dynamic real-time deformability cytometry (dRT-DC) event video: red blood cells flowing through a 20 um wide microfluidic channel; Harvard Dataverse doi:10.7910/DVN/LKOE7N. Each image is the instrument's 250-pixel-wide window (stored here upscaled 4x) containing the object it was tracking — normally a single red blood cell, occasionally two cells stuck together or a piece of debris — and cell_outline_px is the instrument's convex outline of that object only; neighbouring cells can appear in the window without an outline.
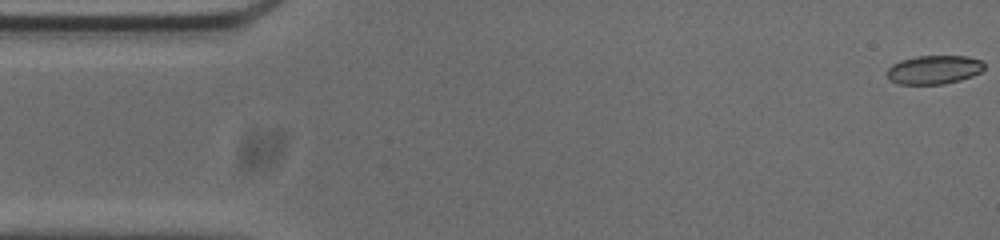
{"species": "common noctule bat (a hibernating species)", "species_latin": "Nyctalus noctula", "temperature_condition": "cold", "stored_images_in_passage": 54, "camera_frame_rate_fps": 3000, "um_per_image_px": 0.085, "animal": {"sex": "male", "body_mass_g": 20.0, "forearm_length_mm": 53.3}, "frame": {"image": 1, "passage_image": 1, "time_ms": 0.0, "image_size_px": [1000, 240], "cell_outline_px": [[984, 68], [980, 72], [972, 76], [960, 80], [944, 84], [900, 84], [888, 80], [884, 72], [892, 64], [900, 60], [916, 56], [968, 56], [980, 60], [984, 64]], "centroid_in_image_um": [79.33, 5.93], "position_along_channel_um": 5.7, "area_um2": 16.47}}
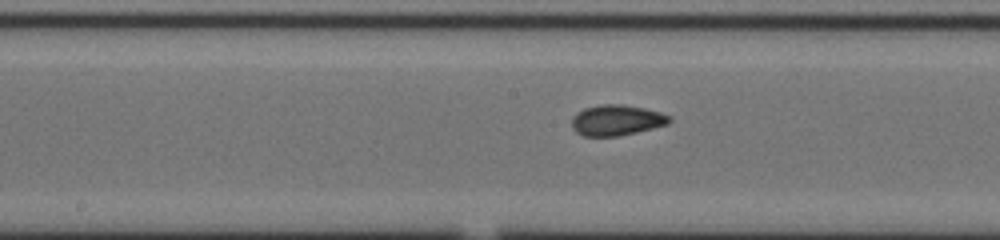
{"frame": {"image": 2, "passage_image": 26, "time_ms": 8.333, "image_size_px": [1000, 240], "cell_outline_px": [[672, 120], [668, 124], [620, 136], [584, 136], [576, 132], [572, 128], [572, 116], [576, 112], [584, 108], [600, 104], [624, 104], [644, 108], [660, 112], [672, 116]], "centroid_in_image_um": [52.4, 10.21], "position_along_channel_um": 195.8, "area_um2": 17.63}}
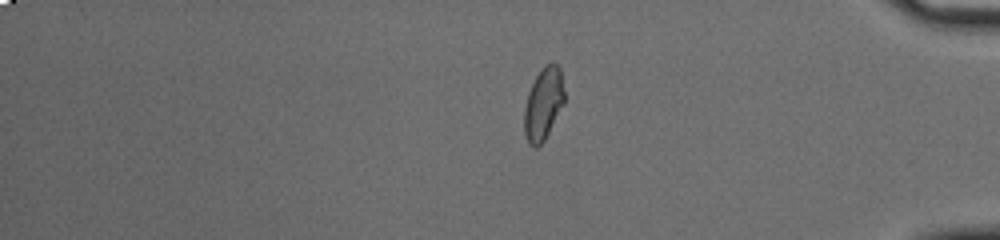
{"frame": {"image": 3, "passage_image": 44, "time_ms": 14.333, "image_size_px": [1000, 240], "cell_outline_px": [[564, 104], [544, 140], [536, 148], [532, 148], [528, 144], [524, 132], [524, 108], [528, 92], [536, 76], [544, 64], [552, 60], [560, 68], [564, 92]], "centroid_in_image_um": [46.18, 8.82], "position_along_channel_um": 389.0, "area_um2": 17.05}, "authors_computed_cell_mechanics": {"area_um2": 17.051, "velocity_mm_per_s": 3.751, "shape_relaxation_time_tau1_ms": 8.1678, "shape_relaxation_time_tau2_ms": 1.4777, "deformation_change_tau1": 0.1367, "deformation_change_tau2": 0.0574}}